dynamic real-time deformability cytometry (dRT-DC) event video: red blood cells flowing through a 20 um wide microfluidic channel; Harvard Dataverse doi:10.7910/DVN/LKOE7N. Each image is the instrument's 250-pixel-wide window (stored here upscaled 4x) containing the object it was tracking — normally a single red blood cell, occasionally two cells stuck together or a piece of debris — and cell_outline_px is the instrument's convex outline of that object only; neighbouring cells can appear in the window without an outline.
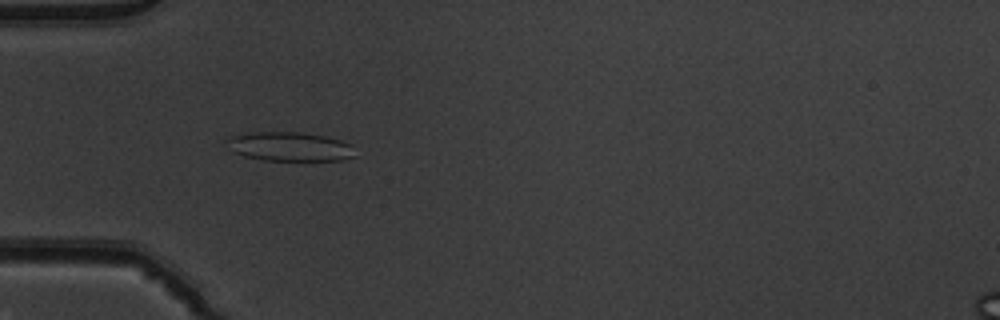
{"species": "common noctule bat (a hibernating species)", "species_latin": "Nyctalus noctula", "temperature_condition": "warm", "stored_images_in_passage": 43, "camera_frame_rate_fps": 3000, "um_per_image_px": 0.085, "animal": {"sex": "male", "body_mass_g": 19.5, "forearm_length_mm": 54.6}, "frame": {"image": 1, "passage_image": 8, "time_ms": 2.333, "image_size_px": [1000, 320], "cell_outline_px": [[356, 156], [340, 160], [264, 160], [244, 156], [232, 152], [224, 140], [232, 136], [248, 132], [300, 132], [328, 136], [352, 144]], "centroid_in_image_um": [24.62, 12.45], "position_along_channel_um": 60.4, "area_um2": 21.96}}
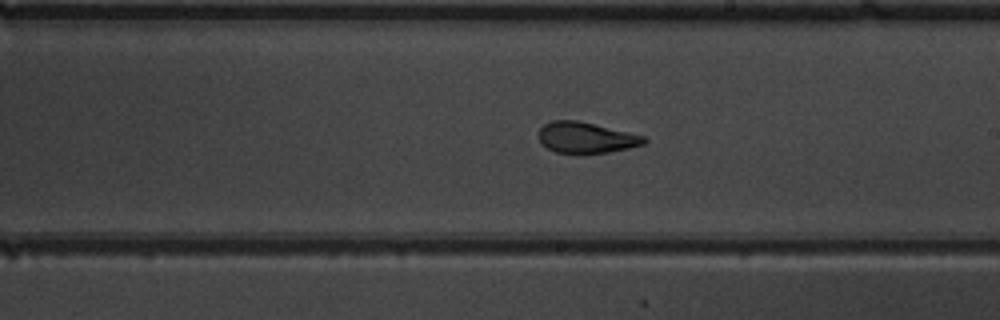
{"frame": {"image": 2, "passage_image": 22, "time_ms": 7.0, "image_size_px": [1000, 320], "cell_outline_px": [[648, 140], [644, 144], [628, 148], [608, 152], [584, 156], [576, 156], [556, 152], [540, 144], [540, 128], [544, 124], [552, 120], [576, 120], [628, 132], [644, 136]], "centroid_in_image_um": [49.79, 11.74], "position_along_channel_um": 239.2, "area_um2": 19.42}}
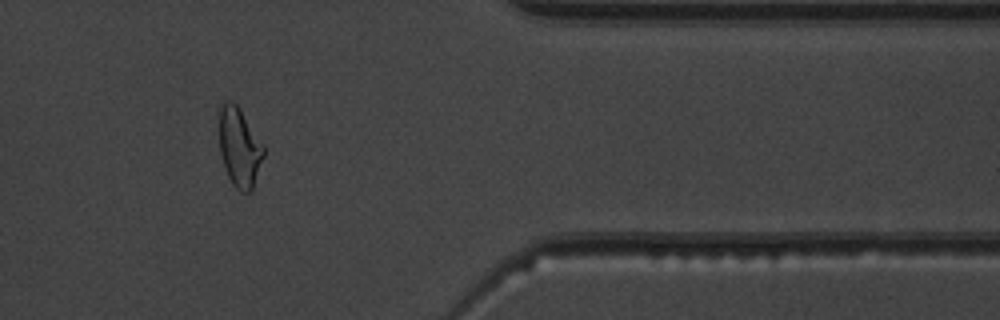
{"frame": {"image": 3, "passage_image": 35, "time_ms": 11.333, "image_size_px": [1000, 320], "cell_outline_px": [[264, 156], [252, 188], [248, 192], [240, 192], [232, 184], [228, 176], [220, 152], [220, 108], [228, 100], [232, 100], [240, 108], [264, 144]], "centroid_in_image_um": [20.37, 12.51], "position_along_channel_um": 391.0, "area_um2": 20.29}, "authors_computed_cell_mechanics": {"area_um2": 20.4612, "velocity_mm_per_s": 3.9302, "shape_relaxation_time_tau1_ms": 5.6223, "shape_relaxation_time_tau2_ms": 1.5286, "deformation_change_tau1": 0.1695, "deformation_change_tau2": 0.0883}}